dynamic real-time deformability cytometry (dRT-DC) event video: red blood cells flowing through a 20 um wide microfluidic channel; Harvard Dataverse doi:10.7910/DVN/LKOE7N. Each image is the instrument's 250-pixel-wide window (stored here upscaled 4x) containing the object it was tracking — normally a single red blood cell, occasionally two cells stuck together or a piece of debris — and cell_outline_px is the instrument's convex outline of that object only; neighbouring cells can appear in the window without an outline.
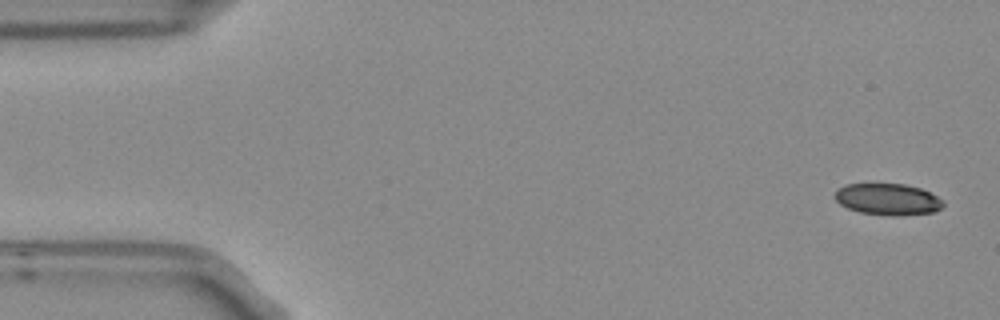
{"species": "Egyptian fruit bat (a non-hibernating species)", "species_latin": "Rousettus aegyptiacus", "temperature_condition": "room temperature", "stored_images_in_passage": 9, "camera_frame_rate_fps": 3000, "um_per_image_px": 0.085, "frame": {"image": 1, "passage_image": 1, "time_ms": 0.0, "image_size_px": [1000, 320], "cell_outline_px": [[944, 204], [940, 208], [932, 212], [900, 216], [892, 216], [860, 212], [848, 208], [840, 204], [832, 196], [844, 184], [904, 184], [920, 188], [944, 200]], "centroid_in_image_um": [75.45, 16.94], "position_along_channel_um": 9.6, "area_um2": 19.83}}
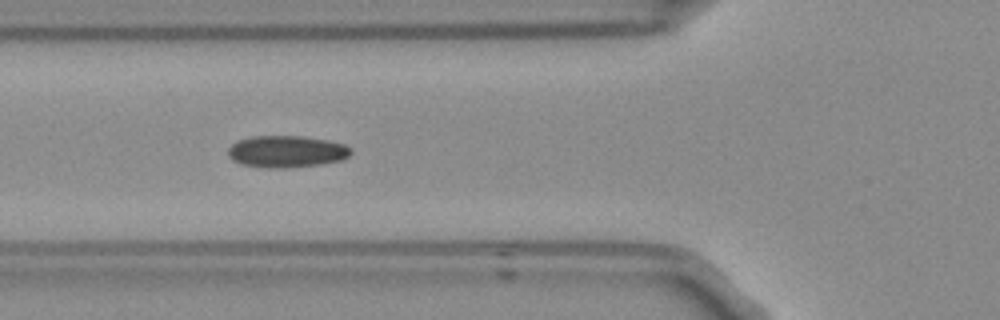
{"frame": {"image": 2, "passage_image": 6, "time_ms": 1.667, "image_size_px": [1000, 320], "cell_outline_px": [[352, 152], [348, 156], [340, 160], [320, 164], [284, 168], [264, 168], [240, 164], [232, 160], [228, 156], [228, 148], [236, 140], [252, 136], [300, 136], [328, 140], [344, 144], [352, 148]], "centroid_in_image_um": [24.32, 12.88], "position_along_channel_um": 101.5, "area_um2": 22.95}}